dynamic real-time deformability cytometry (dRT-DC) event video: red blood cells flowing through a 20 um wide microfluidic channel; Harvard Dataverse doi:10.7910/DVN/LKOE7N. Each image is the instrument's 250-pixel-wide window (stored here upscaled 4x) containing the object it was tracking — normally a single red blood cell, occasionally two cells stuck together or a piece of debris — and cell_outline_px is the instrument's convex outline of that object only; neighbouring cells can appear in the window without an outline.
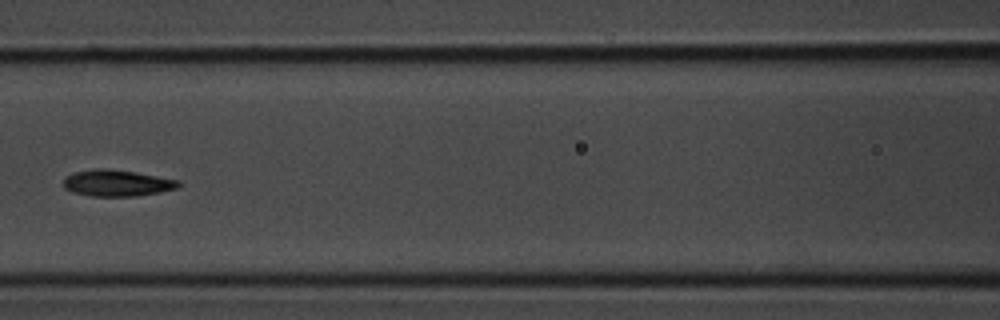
{"species": "common noctule bat (a hibernating species)", "species_latin": "Nyctalus noctula", "temperature_condition": "room temperature", "stored_images_in_passage": 32, "camera_frame_rate_fps": 3000, "um_per_image_px": 0.085, "animal": {"sex": "male", "body_mass_g": 20.1, "forearm_length_mm": 53.5}, "frame": {"image": 1, "passage_image": 10, "time_ms": 3.0, "image_size_px": [1000, 320], "cell_outline_px": [[180, 184], [176, 188], [160, 192], [136, 196], [92, 196], [72, 192], [64, 188], [64, 180], [68, 176], [76, 172], [96, 168], [108, 168], [180, 180]], "centroid_in_image_um": [9.94, 15.56], "position_along_channel_um": 156.7, "area_um2": 17.46}}